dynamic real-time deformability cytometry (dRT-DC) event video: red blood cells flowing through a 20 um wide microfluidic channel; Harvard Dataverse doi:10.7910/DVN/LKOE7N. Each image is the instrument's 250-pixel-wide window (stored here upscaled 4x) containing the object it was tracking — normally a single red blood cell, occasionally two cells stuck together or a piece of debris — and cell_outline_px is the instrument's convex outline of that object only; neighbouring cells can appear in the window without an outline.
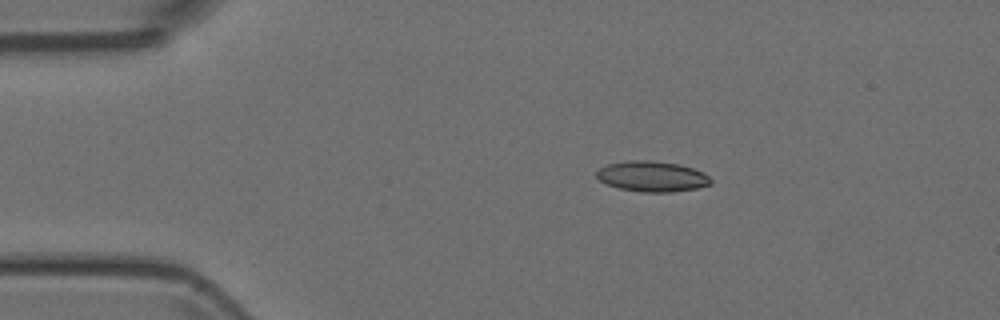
{"species": "Egyptian fruit bat (a non-hibernating species)", "species_latin": "Rousettus aegyptiacus", "temperature_condition": "room temperature", "stored_images_in_passage": 6, "camera_frame_rate_fps": 3000, "um_per_image_px": 0.085, "animal": {"sex": "female"}, "frame": {"image": 1, "passage_image": 3, "time_ms": 0.667, "image_size_px": [1000, 320], "cell_outline_px": [[712, 184], [696, 188], [672, 192], [644, 192], [620, 188], [608, 184], [600, 180], [596, 176], [596, 172], [600, 168], [608, 164], [628, 160], [648, 160], [680, 164], [704, 172], [712, 180]], "centroid_in_image_um": [55.45, 14.99], "position_along_channel_um": 29.5, "area_um2": 20.23}}
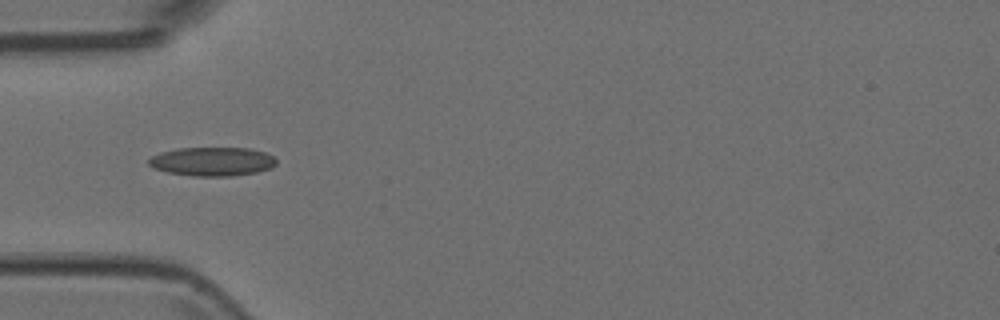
{"frame": {"image": 2, "passage_image": 5, "time_ms": 1.333, "image_size_px": [1000, 320], "cell_outline_px": [[276, 164], [272, 168], [256, 172], [232, 176], [192, 176], [168, 172], [152, 168], [148, 164], [148, 160], [152, 156], [160, 152], [176, 148], [248, 148], [264, 152], [272, 156], [276, 160]], "centroid_in_image_um": [18.02, 13.73], "position_along_channel_um": 67.0, "area_um2": 21.5}}